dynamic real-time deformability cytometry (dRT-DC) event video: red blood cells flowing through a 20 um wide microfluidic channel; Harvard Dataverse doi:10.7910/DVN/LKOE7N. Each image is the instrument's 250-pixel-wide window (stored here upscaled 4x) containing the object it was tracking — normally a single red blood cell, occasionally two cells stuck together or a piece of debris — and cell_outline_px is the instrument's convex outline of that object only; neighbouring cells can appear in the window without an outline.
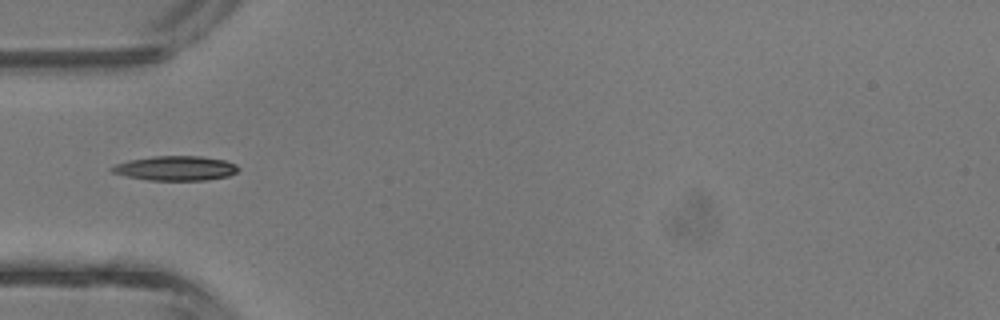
{"species": "common noctule bat (a hibernating species)", "species_latin": "Nyctalus noctula", "temperature_condition": "room temperature", "stored_images_in_passage": 42, "segment_of_instrument_passage": [2, 2], "camera_frame_rate_fps": 3000, "um_per_image_px": 0.085, "animal": {"sex": "male", "body_mass_g": 13.3}, "frame": {"image": 1, "passage_image": 14, "time_ms": 4.333, "image_size_px": [1000, 320], "cell_outline_px": [[240, 168], [236, 172], [228, 176], [204, 180], [148, 180], [128, 176], [112, 172], [108, 168], [116, 164], [128, 160], [152, 156], [200, 156], [224, 160], [236, 164]], "centroid_in_image_um": [14.92, 14.29], "position_along_channel_um": 70.1, "area_um2": 18.03}}
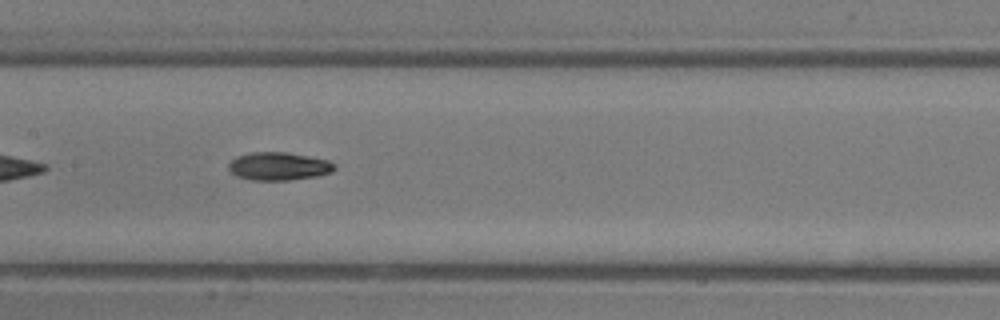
{"frame": {"image": 2, "passage_image": 21, "time_ms": 6.667, "image_size_px": [1000, 320], "cell_outline_px": [[336, 168], [332, 172], [316, 176], [288, 180], [252, 180], [236, 176], [228, 168], [228, 164], [236, 156], [248, 152], [288, 152], [328, 160], [336, 164]], "centroid_in_image_um": [23.69, 14.12], "position_along_channel_um": 183.7, "area_um2": 17.4}}
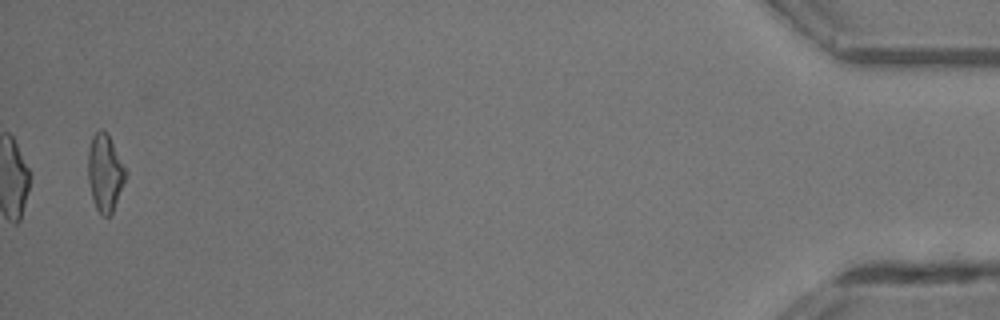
{"frame": {"image": 3, "passage_image": 42, "time_ms": 13.667, "image_size_px": [1000, 320], "cell_outline_px": [[128, 172], [112, 212], [108, 216], [100, 216], [96, 208], [92, 196], [88, 180], [88, 148], [92, 136], [100, 128], [108, 136]], "centroid_in_image_um": [8.91, 14.7], "position_along_channel_um": 426.3, "area_um2": 16.65}}